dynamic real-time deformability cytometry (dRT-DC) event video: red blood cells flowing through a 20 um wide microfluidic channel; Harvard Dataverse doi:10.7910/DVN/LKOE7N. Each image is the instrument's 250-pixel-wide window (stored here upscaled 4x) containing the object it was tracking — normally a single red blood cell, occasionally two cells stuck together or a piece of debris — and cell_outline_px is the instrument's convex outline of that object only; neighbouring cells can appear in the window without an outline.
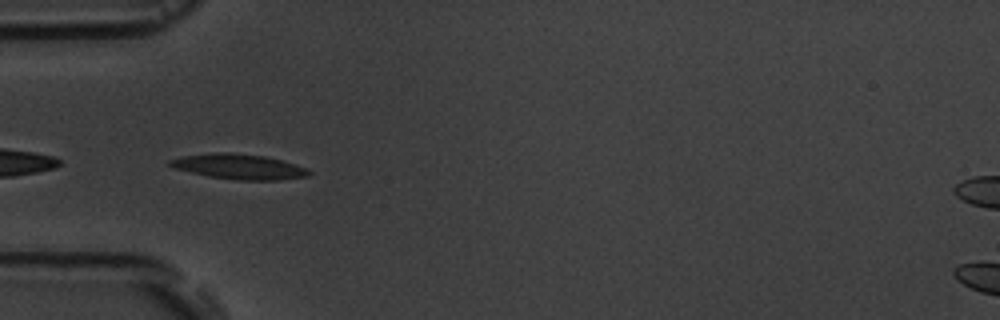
{"species": "common noctule bat (a hibernating species)", "species_latin": "Nyctalus noctula", "temperature_condition": "room temperature", "stored_images_in_passage": 9, "camera_frame_rate_fps": 3000, "um_per_image_px": 0.085, "animal": {"sex": "male", "body_mass_g": 19.5, "forearm_length_mm": 54.6}, "frame": {"image": 1, "passage_image": 3, "time_ms": 3.667, "image_size_px": [1000, 320], "cell_outline_px": [[312, 172], [308, 176], [280, 180], [236, 180], [208, 176], [172, 168], [168, 164], [168, 160], [180, 156], [216, 152], [232, 152], [264, 156], [284, 160], [308, 168]], "centroid_in_image_um": [20.31, 14.16], "position_along_channel_um": 64.7, "area_um2": 20.69}}
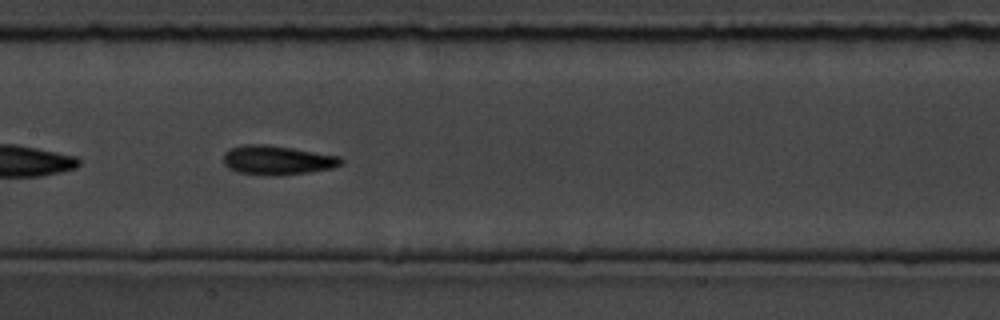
{"frame": {"image": 2, "passage_image": 6, "time_ms": 7.0, "image_size_px": [1000, 320], "cell_outline_px": [[344, 160], [340, 164], [332, 168], [308, 172], [280, 176], [268, 176], [240, 172], [228, 168], [224, 164], [224, 152], [232, 148], [244, 144], [268, 144], [340, 156]], "centroid_in_image_um": [23.56, 13.61], "position_along_channel_um": 183.8, "area_um2": 20.06}}
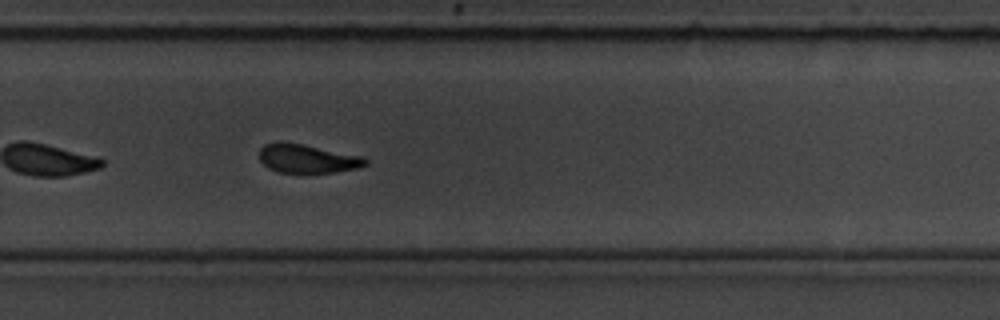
{"frame": {"image": 3, "passage_image": 9, "time_ms": 10.333, "image_size_px": [1000, 320], "cell_outline_px": [[368, 164], [360, 168], [336, 172], [276, 172], [268, 168], [260, 160], [260, 148], [264, 144], [304, 144], [364, 156], [368, 160]], "centroid_in_image_um": [26.21, 13.5], "position_along_channel_um": 303.6, "area_um2": 17.51}}